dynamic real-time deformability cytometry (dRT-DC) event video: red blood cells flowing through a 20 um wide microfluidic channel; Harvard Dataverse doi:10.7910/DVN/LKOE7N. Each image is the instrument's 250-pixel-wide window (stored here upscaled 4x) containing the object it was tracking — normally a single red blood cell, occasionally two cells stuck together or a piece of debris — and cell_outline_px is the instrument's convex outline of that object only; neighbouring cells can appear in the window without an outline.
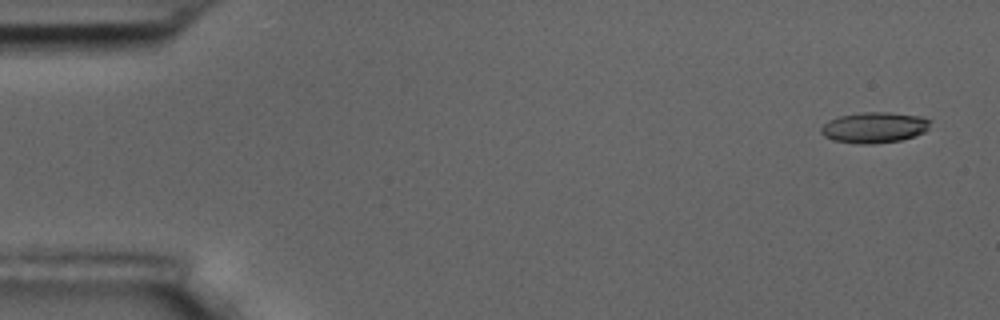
{"species": "common noctule bat (a hibernating species)", "species_latin": "Nyctalus noctula", "temperature_condition": "room temperature", "stored_images_in_passage": 5, "camera_frame_rate_fps": 3000, "um_per_image_px": 0.085, "animal": {"sex": "male", "body_mass_g": 17.5, "forearm_length_mm": 52.3}, "frame": {"image": 1, "passage_image": 1, "time_ms": 0.0, "image_size_px": [1000, 320], "cell_outline_px": [[932, 120], [928, 128], [924, 132], [916, 136], [900, 140], [872, 144], [860, 144], [832, 140], [824, 136], [820, 132], [820, 128], [828, 120], [840, 116], [864, 112], [888, 112], [924, 116]], "centroid_in_image_um": [74.34, 10.83], "position_along_channel_um": 10.7, "area_um2": 19.77}}
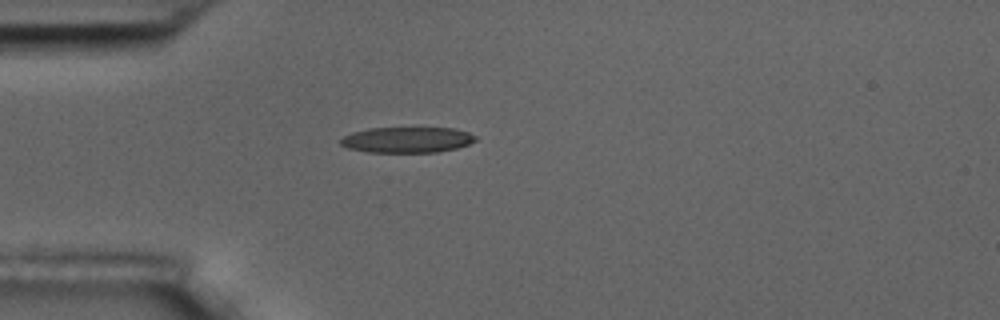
{"frame": {"image": 2, "passage_image": 4, "time_ms": 4.333, "image_size_px": [1000, 320], "cell_outline_px": [[476, 140], [468, 144], [456, 148], [436, 152], [368, 152], [348, 148], [340, 144], [340, 140], [344, 136], [352, 132], [368, 128], [452, 128], [468, 132], [476, 136]], "centroid_in_image_um": [34.58, 11.88], "position_along_channel_um": 50.4, "area_um2": 20.11}}